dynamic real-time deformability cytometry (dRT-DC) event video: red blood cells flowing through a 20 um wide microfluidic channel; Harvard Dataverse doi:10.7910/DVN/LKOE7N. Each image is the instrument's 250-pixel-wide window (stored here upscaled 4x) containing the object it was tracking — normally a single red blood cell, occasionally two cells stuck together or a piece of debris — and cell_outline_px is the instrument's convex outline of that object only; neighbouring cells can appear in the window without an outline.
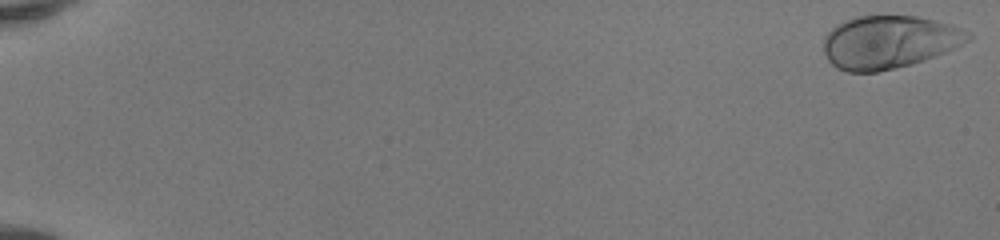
{"species": "human", "species_latin": "Homo sapiens", "temperature_condition": "room temperature", "stored_images_in_passage": 51, "camera_frame_rate_fps": 3000, "um_per_image_px": 0.085, "donor": {"sex": "female"}, "frame": {"image": 1, "passage_image": 1, "time_ms": 0.0, "image_size_px": [1000, 240], "cell_outline_px": [[972, 40], [956, 48], [924, 60], [912, 64], [896, 68], [876, 72], [848, 72], [836, 68], [828, 60], [824, 52], [824, 36], [836, 24], [856, 16], [916, 16], [936, 20], [952, 24], [972, 32]], "centroid_in_image_um": [75.61, 3.57], "position_along_channel_um": 9.4, "area_um2": 45.03}}
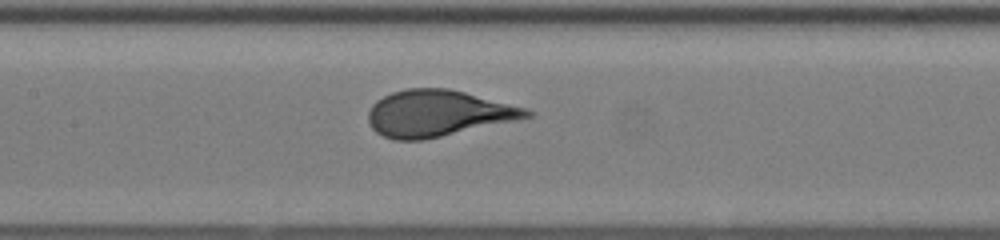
{"frame": {"image": 2, "passage_image": 27, "time_ms": 8.667, "image_size_px": [1000, 240], "cell_outline_px": [[536, 112], [532, 116], [516, 120], [424, 140], [396, 140], [384, 136], [376, 132], [372, 128], [368, 120], [368, 112], [372, 104], [376, 100], [392, 92], [408, 88], [448, 88], [528, 108]], "centroid_in_image_um": [37.22, 9.63], "position_along_channel_um": 170.2, "area_um2": 42.71}}
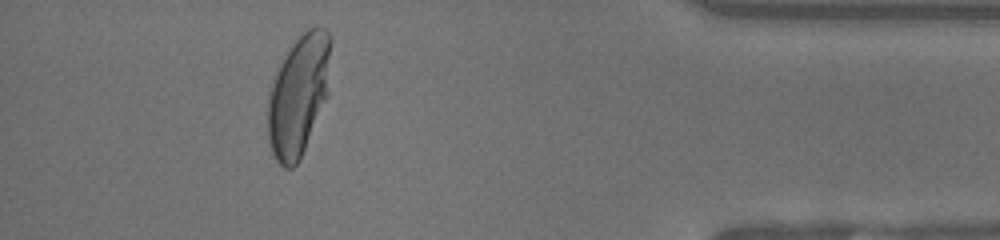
{"frame": {"image": 3, "passage_image": 47, "time_ms": 15.333, "image_size_px": [1000, 240], "cell_outline_px": [[332, 40], [328, 96], [300, 160], [292, 168], [284, 168], [276, 160], [272, 152], [268, 140], [268, 100], [272, 84], [276, 72], [280, 64], [292, 44], [308, 28], [324, 28], [328, 32]], "centroid_in_image_um": [25.4, 8.11], "position_along_channel_um": 409.8, "area_um2": 44.39}, "authors_computed_cell_mechanics": {"area_um2": 42.772, "velocity_mm_per_s": 4.1505, "shape_relaxation_time_tau1_ms": 3.3943, "shape_relaxation_time_tau2_ms": null, "deformation_change_tau1": 0.2182, "deformation_change_tau2": null}}